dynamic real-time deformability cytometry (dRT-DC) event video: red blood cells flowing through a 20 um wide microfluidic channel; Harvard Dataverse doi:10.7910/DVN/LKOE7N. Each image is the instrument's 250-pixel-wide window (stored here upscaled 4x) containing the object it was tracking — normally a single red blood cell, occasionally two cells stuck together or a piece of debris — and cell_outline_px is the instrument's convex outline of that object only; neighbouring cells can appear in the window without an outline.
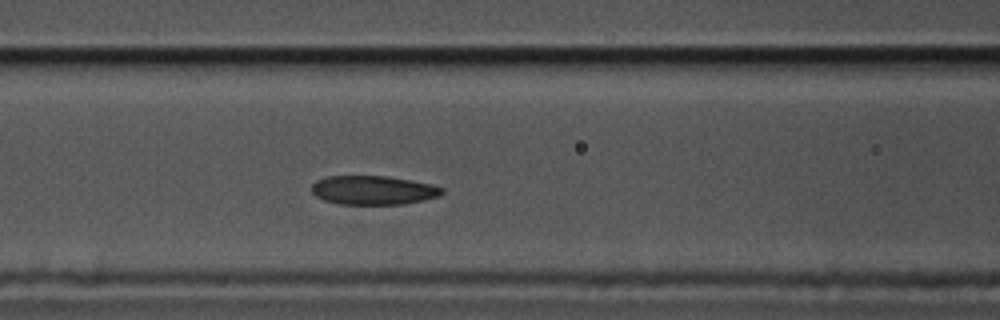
{"species": "common noctule bat (a hibernating species)", "species_latin": "Nyctalus noctula", "temperature_condition": "cold", "stored_images_in_passage": 50, "camera_frame_rate_fps": 3000, "um_per_image_px": 0.085, "animal": {"sex": "male", "body_mass_g": 17.5, "forearm_length_mm": 52.3}, "frame": {"image": 1, "passage_image": 15, "time_ms": 4.667, "image_size_px": [1000, 320], "cell_outline_px": [[444, 192], [440, 196], [424, 200], [404, 204], [336, 204], [324, 200], [316, 196], [312, 192], [312, 184], [316, 180], [324, 176], [388, 176], [428, 184], [444, 188]], "centroid_in_image_um": [31.7, 16.17], "position_along_channel_um": 134.9, "area_um2": 22.02}}
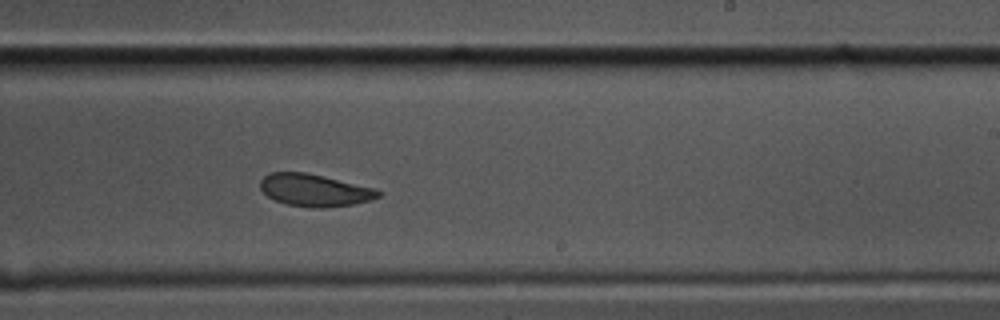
{"frame": {"image": 2, "passage_image": 26, "time_ms": 8.333, "image_size_px": [1000, 320], "cell_outline_px": [[380, 196], [372, 200], [352, 204], [324, 208], [312, 208], [288, 204], [276, 200], [268, 196], [260, 188], [260, 180], [268, 172], [304, 172], [324, 176], [376, 188], [380, 192]], "centroid_in_image_um": [26.74, 16.16], "position_along_channel_um": 262.3, "area_um2": 22.2}}
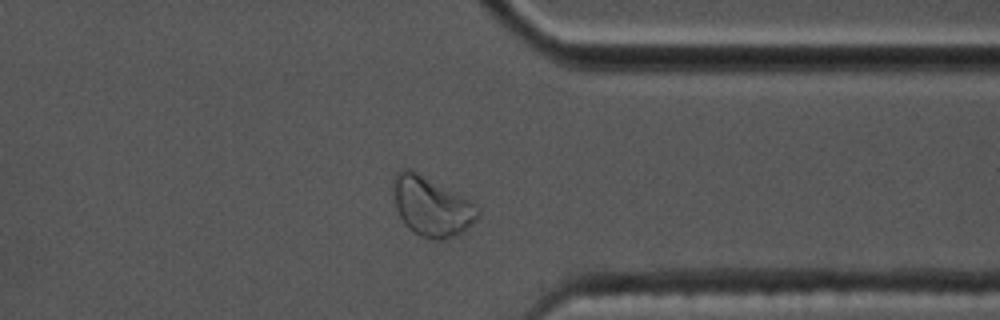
{"frame": {"image": 3, "passage_image": 36, "time_ms": 11.667, "image_size_px": [1000, 320], "cell_outline_px": [[480, 216], [468, 228], [444, 240], [432, 240], [420, 236], [408, 228], [404, 224], [396, 208], [392, 184], [392, 180], [396, 172], [404, 168], [408, 168], [416, 172], [476, 204], [480, 208]], "centroid_in_image_um": [36.66, 17.56], "position_along_channel_um": 374.7, "area_um2": 29.02}, "authors_computed_cell_mechanics": {"area_um2": 23.4379, "velocity_mm_per_s": 3.484, "shape_relaxation_time_tau1_ms": 3.3959, "shape_relaxation_time_tau2_ms": 4.3413, "deformation_change_tau1": 0.103, "deformation_change_tau2": 0.0767}}